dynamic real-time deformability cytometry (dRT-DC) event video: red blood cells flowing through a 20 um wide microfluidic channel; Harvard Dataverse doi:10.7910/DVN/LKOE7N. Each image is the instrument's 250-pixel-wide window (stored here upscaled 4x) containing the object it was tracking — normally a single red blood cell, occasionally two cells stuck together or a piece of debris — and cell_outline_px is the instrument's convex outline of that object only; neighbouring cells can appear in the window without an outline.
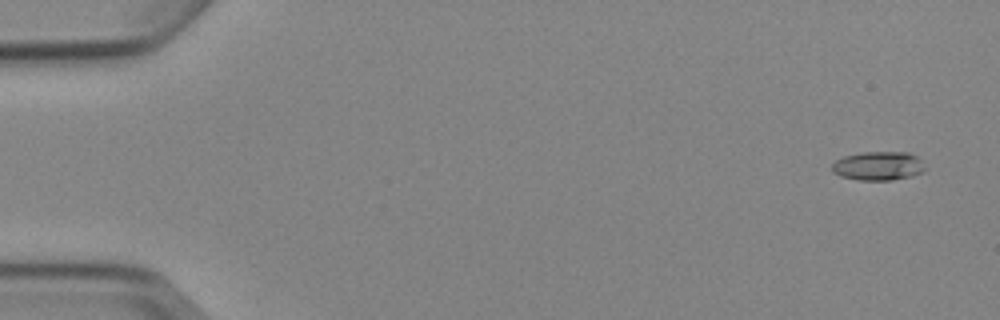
{"species": "Egyptian fruit bat (a non-hibernating species)", "species_latin": "Rousettus aegyptiacus", "temperature_condition": "cold", "stored_images_in_passage": 5, "camera_frame_rate_fps": 3000, "um_per_image_px": 0.085, "animal": {"sex": "female"}, "frame": {"image": 1, "passage_image": 1, "time_ms": 0.0, "image_size_px": [1000, 320], "cell_outline_px": [[924, 172], [912, 176], [892, 180], [860, 180], [840, 176], [832, 172], [832, 164], [836, 160], [844, 156], [860, 152], [908, 152], [916, 156], [920, 160], [924, 168]], "centroid_in_image_um": [74.64, 14.1], "position_along_channel_um": 10.4, "area_um2": 15.66}}
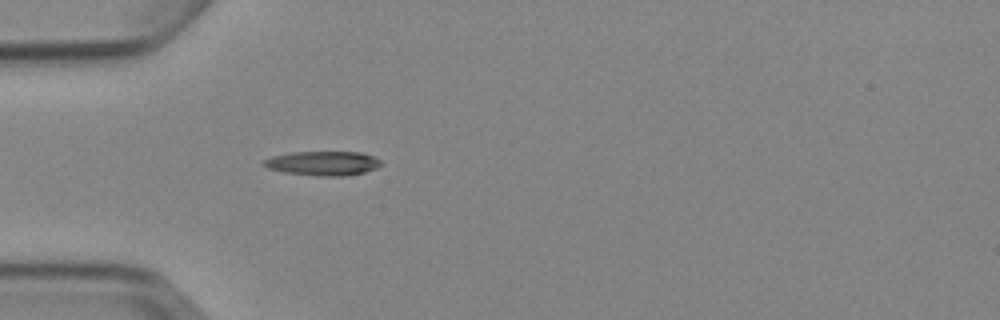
{"frame": {"image": 2, "passage_image": 5, "time_ms": 4.667, "image_size_px": [1000, 320], "cell_outline_px": [[384, 164], [376, 168], [364, 172], [344, 176], [320, 176], [284, 172], [268, 168], [260, 164], [264, 160], [272, 156], [292, 152], [360, 152], [372, 156], [380, 160]], "centroid_in_image_um": [27.45, 13.88], "position_along_channel_um": 57.6, "area_um2": 16.59}}